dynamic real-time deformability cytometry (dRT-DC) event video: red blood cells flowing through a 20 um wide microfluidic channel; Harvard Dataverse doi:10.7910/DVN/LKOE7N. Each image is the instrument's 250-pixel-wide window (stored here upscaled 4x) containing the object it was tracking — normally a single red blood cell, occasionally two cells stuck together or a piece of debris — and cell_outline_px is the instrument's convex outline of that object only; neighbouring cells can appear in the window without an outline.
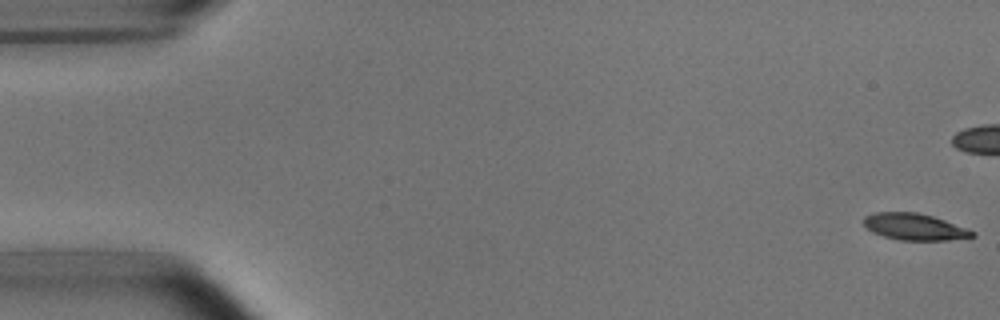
{"species": "common noctule bat (a hibernating species)", "species_latin": "Nyctalus noctula", "temperature_condition": "room temperature", "stored_images_in_passage": 8, "camera_frame_rate_fps": 3000, "um_per_image_px": 0.085, "animal": {"sex": "male", "body_mass_g": 15.6}, "frame": {"image": 1, "passage_image": 1, "time_ms": 0.0, "image_size_px": [1000, 320], "cell_outline_px": [[976, 236], [948, 240], [900, 240], [884, 236], [872, 232], [864, 224], [864, 216], [876, 212], [916, 212], [932, 216], [944, 220], [976, 232]], "centroid_in_image_um": [77.73, 19.28], "position_along_channel_um": 7.3, "area_um2": 16.65}}